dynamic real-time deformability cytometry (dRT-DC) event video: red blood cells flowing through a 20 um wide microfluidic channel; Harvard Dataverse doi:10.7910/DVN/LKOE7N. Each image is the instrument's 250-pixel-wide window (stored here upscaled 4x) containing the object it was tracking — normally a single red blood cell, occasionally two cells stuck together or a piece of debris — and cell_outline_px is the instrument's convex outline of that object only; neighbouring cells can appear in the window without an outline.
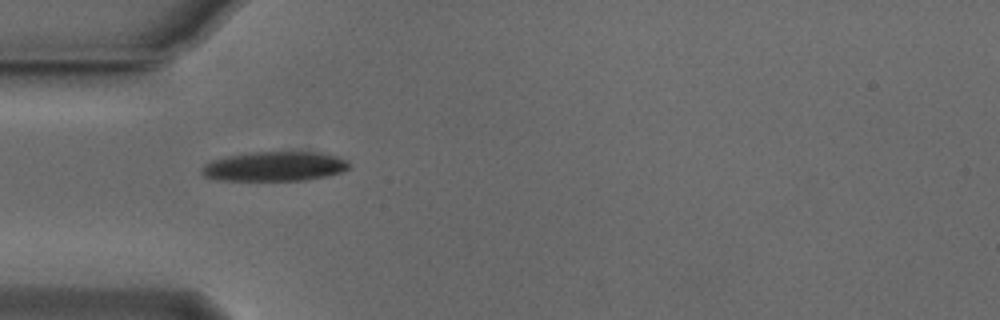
{"species": "Egyptian fruit bat (a non-hibernating species)", "species_latin": "Rousettus aegyptiacus", "temperature_condition": "cold", "stored_images_in_passage": 31, "camera_frame_rate_fps": 3000, "um_per_image_px": 0.085, "animal": {"sex": "male"}, "frame": {"image": 1, "passage_image": 1, "time_ms": 0.0, "image_size_px": [1000, 320], "cell_outline_px": [[348, 168], [344, 172], [328, 176], [304, 180], [220, 180], [204, 176], [200, 172], [200, 168], [204, 164], [212, 160], [228, 156], [256, 152], [320, 152], [340, 156], [348, 160]], "centroid_in_image_um": [23.38, 14.14], "position_along_channel_um": 61.6, "area_um2": 25.49}}
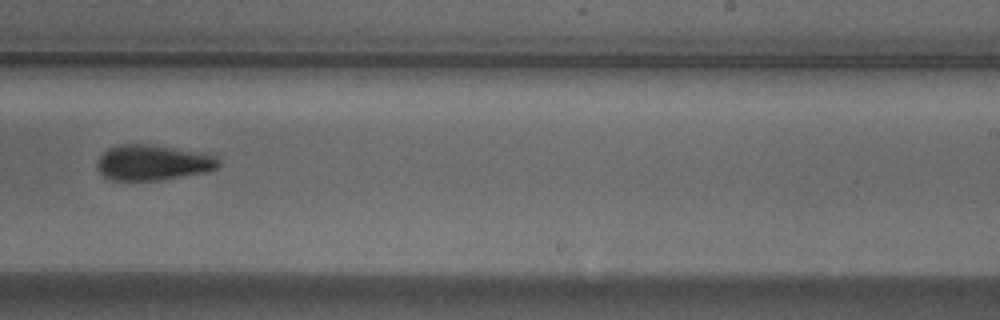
{"frame": {"image": 2, "passage_image": 18, "time_ms": 5.667, "image_size_px": [1000, 320], "cell_outline_px": [[220, 164], [216, 168], [204, 172], [160, 180], [112, 180], [104, 176], [96, 168], [96, 164], [100, 156], [108, 148], [120, 144], [148, 144], [216, 156], [220, 160]], "centroid_in_image_um": [12.93, 13.83], "position_along_channel_um": 276.1, "area_um2": 24.68}}
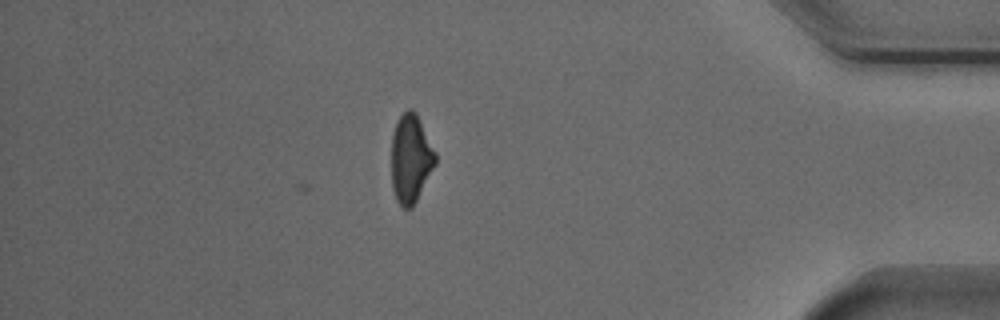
{"frame": {"image": 3, "passage_image": 31, "time_ms": 10.0, "image_size_px": [1000, 320], "cell_outline_px": [[436, 164], [412, 208], [404, 208], [396, 200], [392, 188], [392, 136], [396, 124], [400, 116], [408, 108], [412, 108], [416, 112], [436, 152]], "centroid_in_image_um": [34.92, 13.48], "position_along_channel_um": 400.3, "area_um2": 22.6}, "authors_computed_cell_mechanics": {"area_um2": 25.0274, "velocity_mm_per_s": 3.8231, "shape_relaxation_time_tau1_ms": 2.5592, "shape_relaxation_time_tau2_ms": null, "deformation_change_tau1": 0.1289, "deformation_change_tau2": null}}